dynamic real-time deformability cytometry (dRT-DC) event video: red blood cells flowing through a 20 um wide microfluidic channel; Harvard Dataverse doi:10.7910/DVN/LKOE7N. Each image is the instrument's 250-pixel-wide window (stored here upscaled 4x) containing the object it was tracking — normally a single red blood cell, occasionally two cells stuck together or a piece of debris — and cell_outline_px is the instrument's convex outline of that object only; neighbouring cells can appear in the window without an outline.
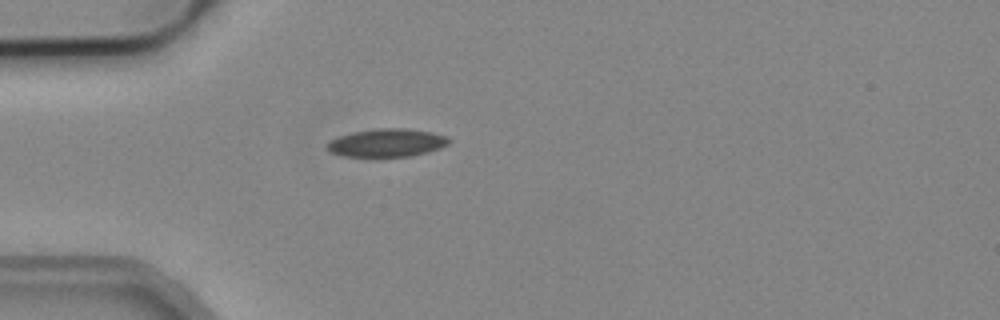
{"species": "common noctule bat (a hibernating species)", "species_latin": "Nyctalus noctula", "temperature_condition": "cold", "stored_images_in_passage": 2, "camera_frame_rate_fps": 3000, "um_per_image_px": 0.085, "animal": {"sex": "male", "body_mass_g": 19.2, "forearm_length_mm": 51.8}, "frame": {"image": 1, "passage_image": 2, "time_ms": 0.333, "image_size_px": [1000, 320], "cell_outline_px": [[452, 140], [448, 144], [440, 148], [428, 152], [412, 156], [340, 156], [332, 152], [324, 144], [340, 136], [352, 132], [376, 128], [404, 128], [432, 132], [448, 136]], "centroid_in_image_um": [32.92, 12.13], "position_along_channel_um": 52.1, "area_um2": 19.94}}